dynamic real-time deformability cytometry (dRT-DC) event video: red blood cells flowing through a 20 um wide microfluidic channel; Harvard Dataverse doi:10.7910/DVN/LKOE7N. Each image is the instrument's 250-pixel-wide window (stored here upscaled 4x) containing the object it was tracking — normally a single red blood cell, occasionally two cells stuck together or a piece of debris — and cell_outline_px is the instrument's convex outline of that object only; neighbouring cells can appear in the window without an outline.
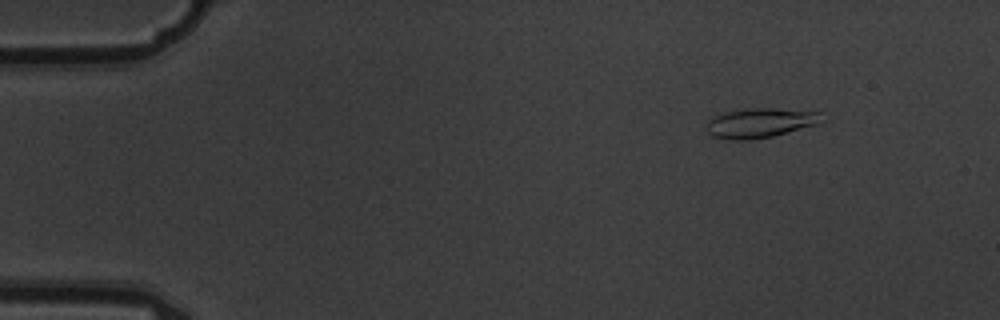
{"species": "common noctule bat (a hibernating species)", "species_latin": "Nyctalus noctula", "temperature_condition": "warm", "stored_images_in_passage": 5, "camera_frame_rate_fps": 3000, "um_per_image_px": 0.085, "animal": {"sex": "male", "body_mass_g": 19.5, "forearm_length_mm": 54.6}, "frame": {"image": 1, "passage_image": 2, "time_ms": 0.333, "image_size_px": [1000, 320], "cell_outline_px": [[824, 120], [820, 124], [772, 136], [748, 140], [736, 140], [712, 136], [704, 128], [708, 116], [748, 108], [772, 108], [820, 112]], "centroid_in_image_um": [64.58, 10.44], "position_along_channel_um": 20.4, "area_um2": 20.11}}